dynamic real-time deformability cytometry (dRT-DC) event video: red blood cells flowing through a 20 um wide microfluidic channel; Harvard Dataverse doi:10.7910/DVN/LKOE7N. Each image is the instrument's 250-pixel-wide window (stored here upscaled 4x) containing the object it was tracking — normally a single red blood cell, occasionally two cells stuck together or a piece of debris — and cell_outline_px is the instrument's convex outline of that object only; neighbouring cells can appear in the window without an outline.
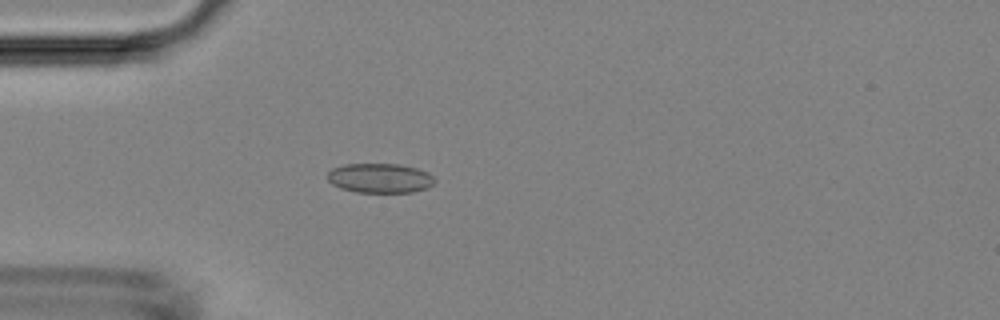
{"species": "Egyptian fruit bat (a non-hibernating species)", "species_latin": "Rousettus aegyptiacus", "temperature_condition": "room temperature", "stored_images_in_passage": 3, "camera_frame_rate_fps": 3000, "um_per_image_px": 0.085, "animal": {"sex": "female"}, "frame": {"image": 1, "passage_image": 3, "time_ms": 2.333, "image_size_px": [1000, 320], "cell_outline_px": [[436, 180], [428, 188], [412, 192], [356, 192], [340, 188], [332, 184], [328, 180], [328, 172], [332, 168], [344, 164], [400, 164], [416, 168], [428, 172]], "centroid_in_image_um": [32.29, 15.14], "position_along_channel_um": 52.7, "area_um2": 18.5}}